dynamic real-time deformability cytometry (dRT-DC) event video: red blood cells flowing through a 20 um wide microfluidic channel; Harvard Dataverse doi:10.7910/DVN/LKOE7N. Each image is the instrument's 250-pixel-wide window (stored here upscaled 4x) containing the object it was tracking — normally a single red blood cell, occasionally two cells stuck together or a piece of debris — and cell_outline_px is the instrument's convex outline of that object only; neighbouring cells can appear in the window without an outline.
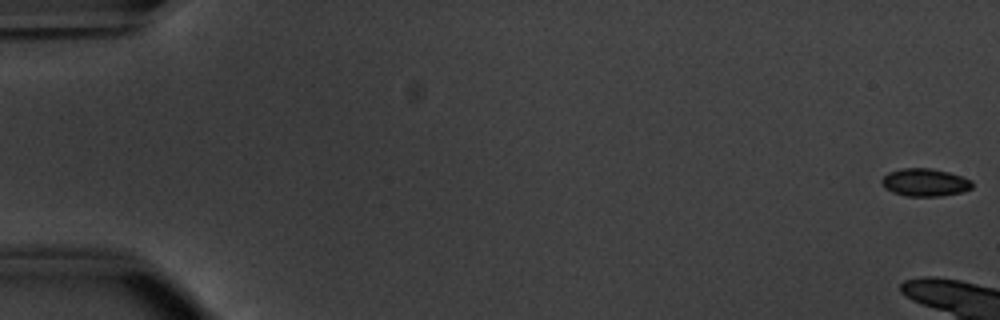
{"species": "common noctule bat (a hibernating species)", "species_latin": "Nyctalus noctula", "temperature_condition": "warm", "stored_images_in_passage": 10, "camera_frame_rate_fps": 3000, "um_per_image_px": 0.085, "animal": {"sex": "male", "body_mass_g": 20.1, "forearm_length_mm": 53.5}, "frame": {"image": 1, "passage_image": 1, "time_ms": 0.0, "image_size_px": [1000, 320], "cell_outline_px": [[972, 188], [960, 192], [940, 196], [904, 196], [892, 192], [884, 188], [880, 180], [888, 172], [900, 168], [928, 168], [948, 172], [972, 180]], "centroid_in_image_um": [78.57, 15.5], "position_along_channel_um": 6.4, "area_um2": 14.62}}